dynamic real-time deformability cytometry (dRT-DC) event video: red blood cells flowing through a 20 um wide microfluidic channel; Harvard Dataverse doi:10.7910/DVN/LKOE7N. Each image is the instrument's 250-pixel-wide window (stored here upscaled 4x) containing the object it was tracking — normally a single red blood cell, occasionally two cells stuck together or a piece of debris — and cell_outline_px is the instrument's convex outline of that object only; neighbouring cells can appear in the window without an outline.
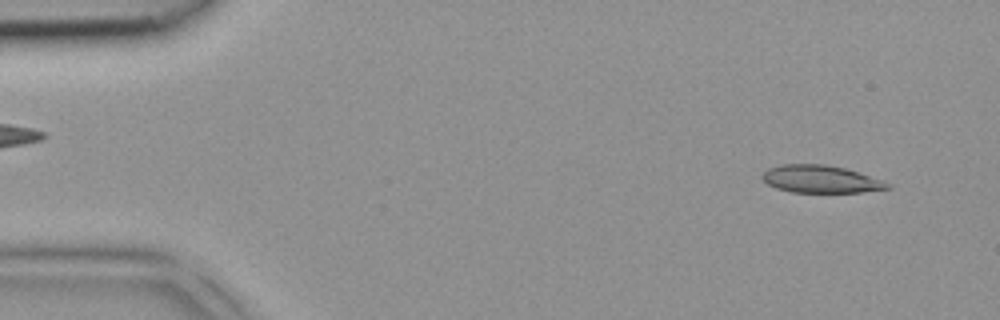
{"species": "common noctule bat (a hibernating species)", "species_latin": "Nyctalus noctula", "temperature_condition": "room temperature", "stored_images_in_passage": 4, "camera_frame_rate_fps": 3000, "um_per_image_px": 0.085, "animal": {"sex": "female", "body_mass_g": 18.4}, "frame": {"image": 1, "passage_image": 1, "time_ms": 0.0, "image_size_px": [1000, 320], "cell_outline_px": [[892, 188], [860, 192], [792, 192], [776, 188], [768, 184], [764, 180], [764, 172], [768, 168], [784, 164], [824, 164], [844, 168], [884, 180], [892, 184]], "centroid_in_image_um": [69.81, 15.23], "position_along_channel_um": 15.2, "area_um2": 19.94}}